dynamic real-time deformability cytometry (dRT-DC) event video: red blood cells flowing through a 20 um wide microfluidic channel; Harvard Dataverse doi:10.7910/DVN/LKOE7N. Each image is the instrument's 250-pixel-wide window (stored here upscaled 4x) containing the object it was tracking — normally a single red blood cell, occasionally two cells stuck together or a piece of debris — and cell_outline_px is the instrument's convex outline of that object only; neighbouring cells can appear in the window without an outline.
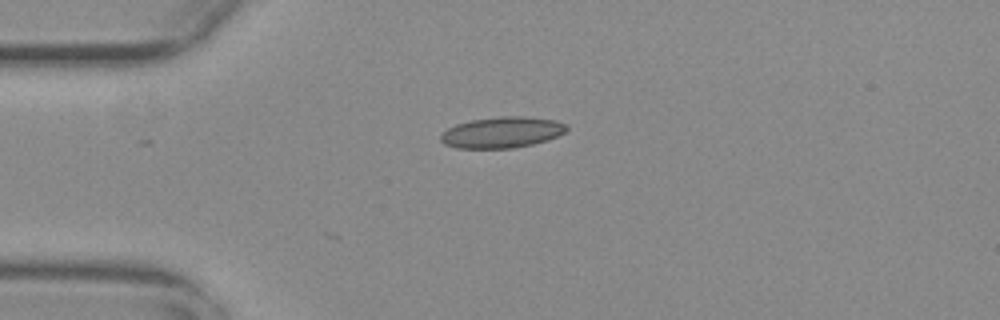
{"species": "common noctule bat (a hibernating species)", "species_latin": "Nyctalus noctula", "temperature_condition": "warm", "stored_images_in_passage": 12, "camera_frame_rate_fps": 3000, "um_per_image_px": 0.085, "animal": {"sex": "female", "body_mass_g": 29.2, "forearm_length_mm": 56.3}, "frame": {"image": 1, "passage_image": 1, "time_ms": 0.0, "image_size_px": [1000, 320], "cell_outline_px": [[568, 128], [564, 132], [548, 140], [532, 144], [512, 148], [456, 148], [444, 144], [440, 140], [440, 136], [448, 128], [456, 124], [472, 120], [500, 116], [524, 116], [556, 120], [568, 124]], "centroid_in_image_um": [42.68, 11.25], "position_along_channel_um": 42.3, "area_um2": 22.77}}
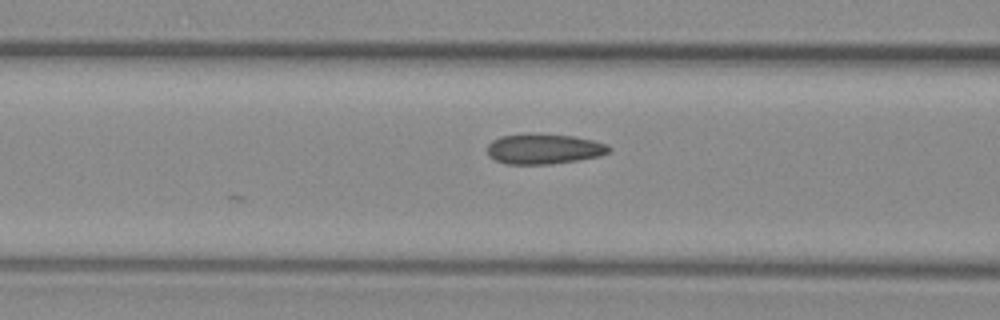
{"frame": {"image": 2, "passage_image": 9, "time_ms": 2.667, "image_size_px": [1000, 320], "cell_outline_px": [[612, 148], [608, 152], [600, 156], [552, 164], [508, 164], [496, 160], [488, 156], [488, 144], [492, 140], [500, 136], [528, 132], [532, 132], [572, 136], [592, 140], [608, 144]], "centroid_in_image_um": [46.21, 12.63], "position_along_channel_um": 120.4, "area_um2": 21.73}}
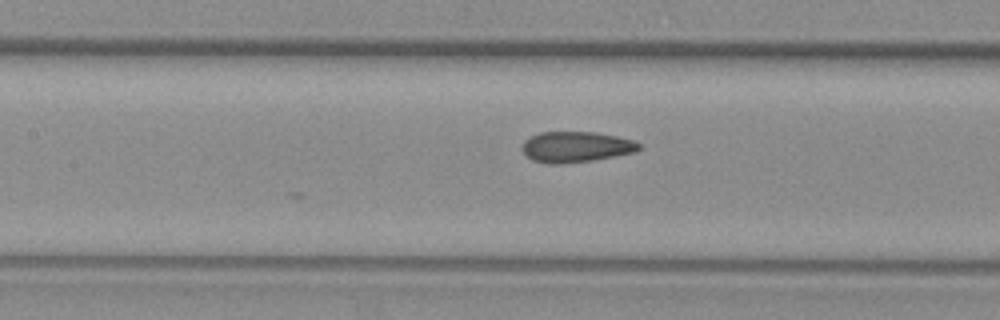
{"frame": {"image": 3, "passage_image": 12, "time_ms": 3.667, "image_size_px": [1000, 320], "cell_outline_px": [[640, 148], [636, 152], [616, 156], [592, 160], [560, 164], [548, 164], [532, 160], [520, 148], [524, 140], [540, 132], [596, 132], [616, 136], [632, 140], [640, 144]], "centroid_in_image_um": [48.94, 12.49], "position_along_channel_um": 158.5, "area_um2": 20.92}}